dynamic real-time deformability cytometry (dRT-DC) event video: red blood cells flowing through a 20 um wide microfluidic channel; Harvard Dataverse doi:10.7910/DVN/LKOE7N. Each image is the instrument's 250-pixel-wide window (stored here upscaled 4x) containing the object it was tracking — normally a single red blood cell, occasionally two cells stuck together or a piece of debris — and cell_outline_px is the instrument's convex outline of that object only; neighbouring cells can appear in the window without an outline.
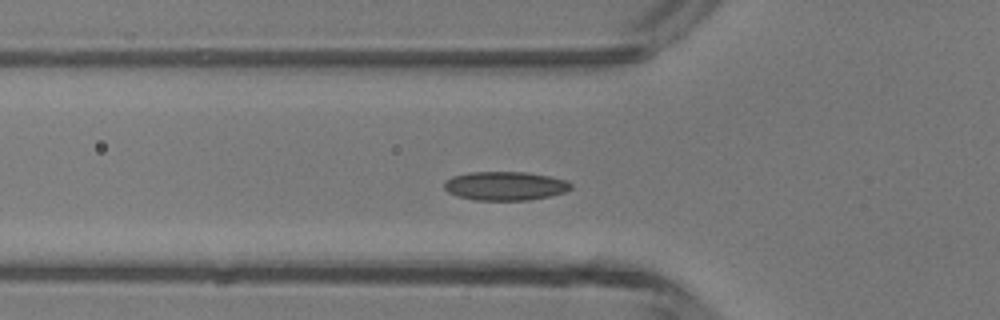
{"species": "common noctule bat (a hibernating species)", "species_latin": "Nyctalus noctula", "temperature_condition": "room temperature", "stored_images_in_passage": 46, "camera_frame_rate_fps": 3000, "um_per_image_px": 0.085, "animal": {"sex": "male", "body_mass_g": 13.3}, "frame": {"image": 1, "passage_image": 14, "time_ms": 4.333, "image_size_px": [1000, 320], "cell_outline_px": [[572, 188], [564, 192], [552, 196], [528, 200], [476, 200], [456, 196], [448, 192], [444, 188], [444, 180], [452, 176], [468, 172], [528, 172], [568, 180], [572, 184]], "centroid_in_image_um": [42.93, 15.8], "position_along_channel_um": 82.9, "area_um2": 21.5}}
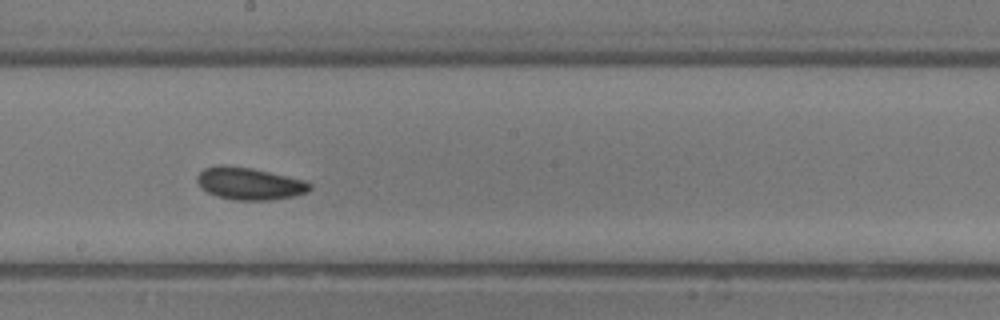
{"frame": {"image": 2, "passage_image": 24, "time_ms": 7.667, "image_size_px": [1000, 320], "cell_outline_px": [[312, 188], [308, 192], [296, 196], [272, 200], [232, 200], [216, 196], [200, 188], [196, 180], [196, 176], [204, 168], [220, 164], [224, 164], [252, 168], [304, 180], [312, 184]], "centroid_in_image_um": [21.19, 15.61], "position_along_channel_um": 227.0, "area_um2": 21.5}}
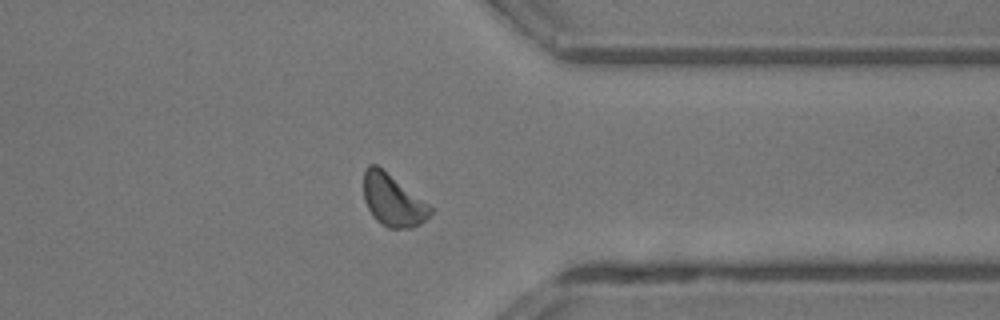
{"frame": {"image": 3, "passage_image": 35, "time_ms": 11.333, "image_size_px": [1000, 320], "cell_outline_px": [[432, 212], [420, 224], [412, 228], [388, 228], [376, 220], [372, 216], [364, 200], [364, 172], [368, 164], [376, 164], [428, 204], [432, 208]], "centroid_in_image_um": [33.36, 17.04], "position_along_channel_um": 378.0, "area_um2": 19.83}, "authors_computed_cell_mechanics": {"area_um2": 20.4034, "velocity_mm_per_s": 4.3018, "shape_relaxation_time_tau1_ms": 2.5228, "shape_relaxation_time_tau2_ms": 8.5736, "deformation_change_tau1": 0.0705, "deformation_change_tau2": 0.133}}